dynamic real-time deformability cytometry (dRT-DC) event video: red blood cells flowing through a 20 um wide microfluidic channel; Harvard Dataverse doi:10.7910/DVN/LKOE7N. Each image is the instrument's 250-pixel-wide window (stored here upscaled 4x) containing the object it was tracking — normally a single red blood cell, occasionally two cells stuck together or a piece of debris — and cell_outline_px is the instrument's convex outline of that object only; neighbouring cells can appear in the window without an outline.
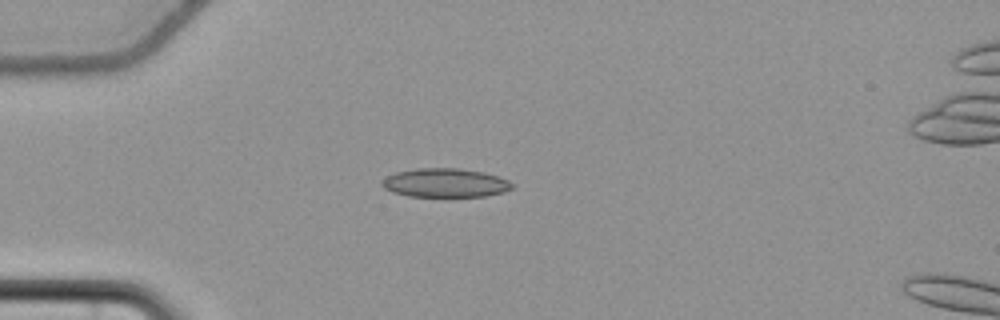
{"species": "common noctule bat (a hibernating species)", "species_latin": "Nyctalus noctula", "temperature_condition": "cold", "stored_images_in_passage": 42, "camera_frame_rate_fps": 3000, "um_per_image_px": 0.085, "animal": {"sex": "female", "body_mass_g": 22.7, "forearm_length_mm": 54.2}, "frame": {"image": 1, "passage_image": 1, "time_ms": 0.0, "image_size_px": [1000, 320], "cell_outline_px": [[516, 188], [504, 192], [484, 196], [408, 196], [392, 192], [384, 188], [380, 184], [380, 180], [396, 172], [416, 168], [456, 168], [484, 172], [508, 180], [516, 184]], "centroid_in_image_um": [37.86, 15.54], "position_along_channel_um": 47.1, "area_um2": 22.02}}
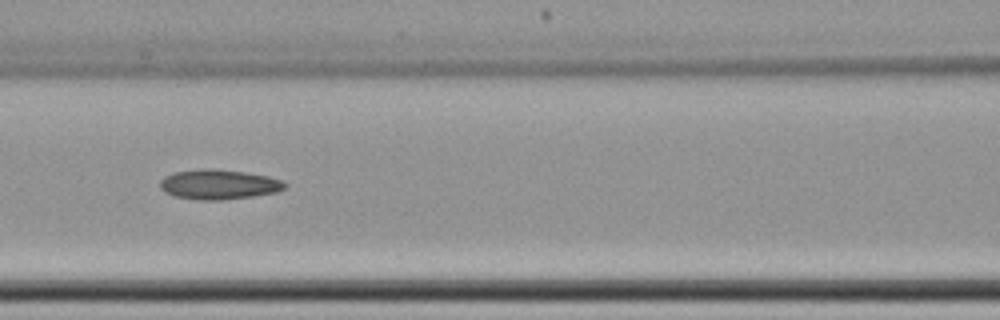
{"frame": {"image": 2, "passage_image": 11, "time_ms": 3.333, "image_size_px": [1000, 320], "cell_outline_px": [[288, 184], [284, 188], [276, 192], [252, 196], [224, 200], [200, 200], [172, 196], [164, 192], [160, 188], [160, 180], [164, 176], [172, 172], [204, 168], [216, 168], [244, 172], [268, 176], [280, 180]], "centroid_in_image_um": [18.54, 15.67], "position_along_channel_um": 148.1, "area_um2": 21.91}}
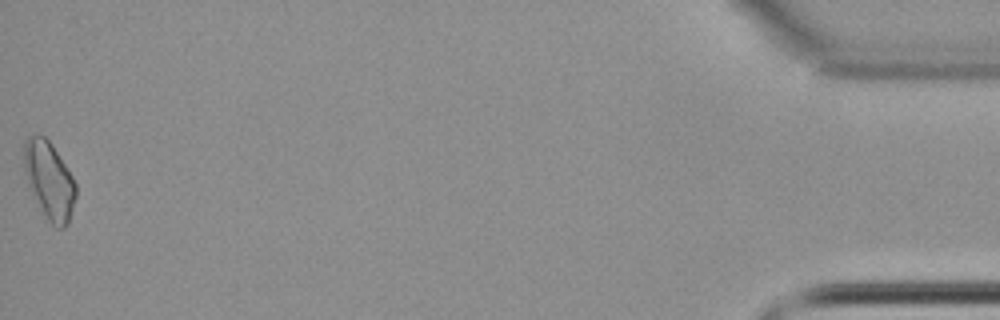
{"frame": {"image": 3, "passage_image": 42, "time_ms": 13.667, "image_size_px": [1000, 320], "cell_outline_px": [[76, 196], [68, 224], [64, 228], [56, 228], [44, 220], [24, 172], [24, 140], [28, 136], [44, 136], [52, 144], [72, 176], [76, 184]], "centroid_in_image_um": [4.19, 15.38], "position_along_channel_um": 431.0, "area_um2": 23.47}}